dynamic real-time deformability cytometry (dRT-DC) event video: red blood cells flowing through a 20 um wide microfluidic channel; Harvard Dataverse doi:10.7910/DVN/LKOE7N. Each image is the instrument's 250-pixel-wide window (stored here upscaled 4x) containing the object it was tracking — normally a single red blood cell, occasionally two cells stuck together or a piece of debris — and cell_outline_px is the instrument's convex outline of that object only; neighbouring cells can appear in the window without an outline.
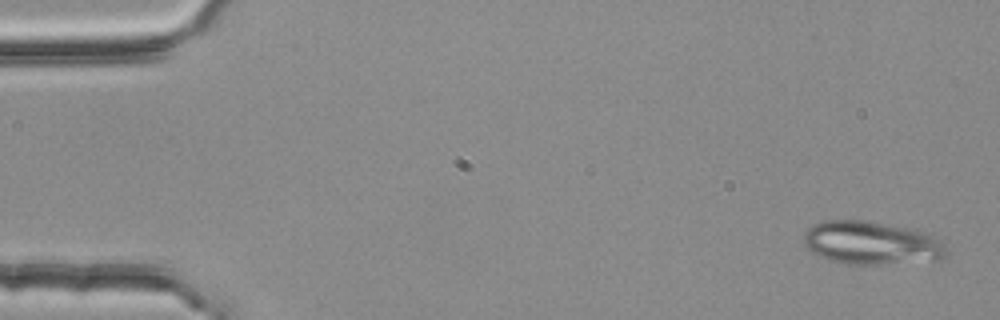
{"species": "common noctule bat (a hibernating species)", "species_latin": "Nyctalus noctula", "temperature_condition": "room temperature", "stored_images_in_passage": 52, "camera_frame_rate_fps": 3000, "um_per_image_px": 0.085, "animal": {"sex": "female", "body_mass_g": 25.1}, "frame": {"image": 1, "passage_image": 1, "time_ms": 0.0, "image_size_px": [1000, 320], "cell_outline_px": [[948, 256], [940, 260], [876, 264], [848, 264], [832, 260], [820, 256], [812, 252], [804, 244], [804, 232], [808, 228], [824, 220], [868, 220], [916, 228], [932, 236], [944, 244]], "centroid_in_image_um": [74.11, 20.63], "position_along_channel_um": 10.9, "area_um2": 36.13}}
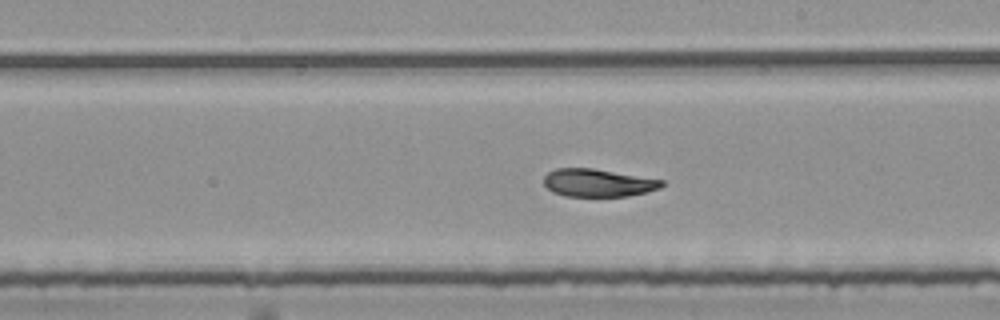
{"frame": {"image": 2, "passage_image": 30, "time_ms": 9.667, "image_size_px": [1000, 320], "cell_outline_px": [[664, 184], [660, 188], [648, 192], [628, 196], [564, 196], [552, 192], [544, 184], [544, 176], [548, 172], [556, 168], [592, 168], [664, 180]], "centroid_in_image_um": [50.83, 15.54], "position_along_channel_um": 238.2, "area_um2": 19.13}}
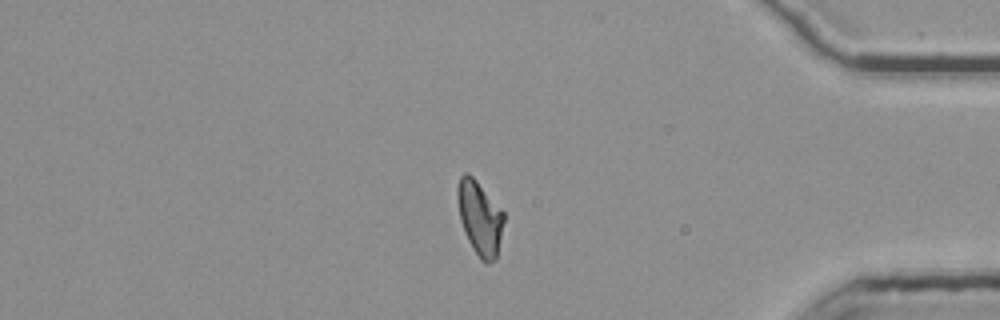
{"frame": {"image": 3, "passage_image": 45, "time_ms": 14.667, "image_size_px": [1000, 320], "cell_outline_px": [[504, 220], [496, 260], [488, 264], [484, 264], [480, 260], [472, 248], [464, 232], [460, 220], [456, 196], [456, 188], [460, 176], [464, 172], [468, 172], [476, 180], [504, 212]], "centroid_in_image_um": [40.76, 18.54], "position_along_channel_um": 394.4, "area_um2": 20.23}, "authors_computed_cell_mechanics": {"area_um2": 20.5768, "velocity_mm_per_s": 3.7534, "shape_relaxation_time_tau1_ms": 5.5518, "shape_relaxation_time_tau2_ms": 3.0142, "deformation_change_tau1": 0.2004, "deformation_change_tau2": 0.1008}}